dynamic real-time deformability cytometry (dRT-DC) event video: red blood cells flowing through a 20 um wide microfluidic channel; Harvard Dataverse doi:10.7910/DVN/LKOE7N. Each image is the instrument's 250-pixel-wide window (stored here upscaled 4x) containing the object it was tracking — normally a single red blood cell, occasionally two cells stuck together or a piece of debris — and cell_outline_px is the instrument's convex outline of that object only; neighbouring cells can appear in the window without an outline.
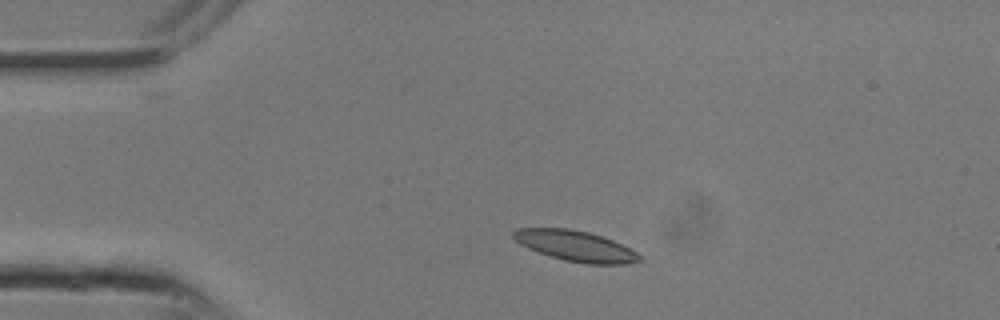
{"species": "common noctule bat (a hibernating species)", "species_latin": "Nyctalus noctula", "temperature_condition": "room temperature", "stored_images_in_passage": 11, "camera_frame_rate_fps": 3000, "um_per_image_px": 0.085, "animal": {"sex": "male", "body_mass_g": 13.3}, "frame": {"image": 1, "passage_image": 4, "time_ms": 1.0, "image_size_px": [1000, 320], "cell_outline_px": [[644, 260], [628, 264], [588, 264], [564, 260], [528, 248], [520, 244], [512, 236], [512, 232], [516, 228], [568, 228], [588, 232], [612, 240], [636, 252]], "centroid_in_image_um": [48.92, 20.91], "position_along_channel_um": 36.1, "area_um2": 22.25}}
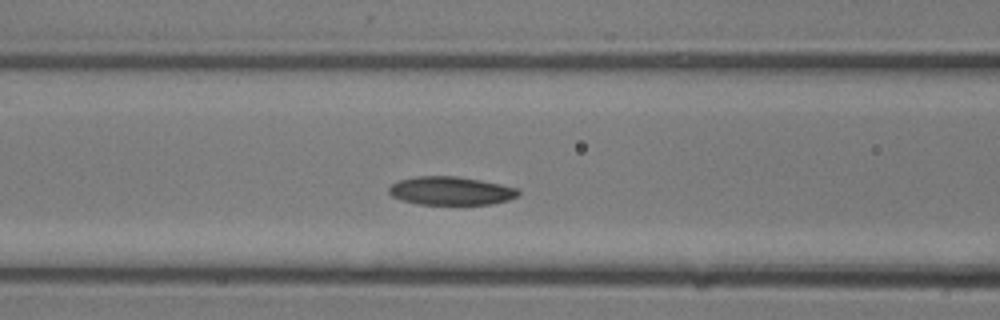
{"frame": {"image": 2, "passage_image": 9, "time_ms": 2.667, "image_size_px": [1000, 320], "cell_outline_px": [[520, 196], [508, 200], [492, 204], [420, 204], [400, 200], [392, 196], [388, 192], [388, 188], [392, 184], [400, 180], [416, 176], [456, 176], [480, 180], [500, 184], [516, 188], [520, 192]], "centroid_in_image_um": [38.32, 16.22], "position_along_channel_um": 128.3, "area_um2": 21.39}}
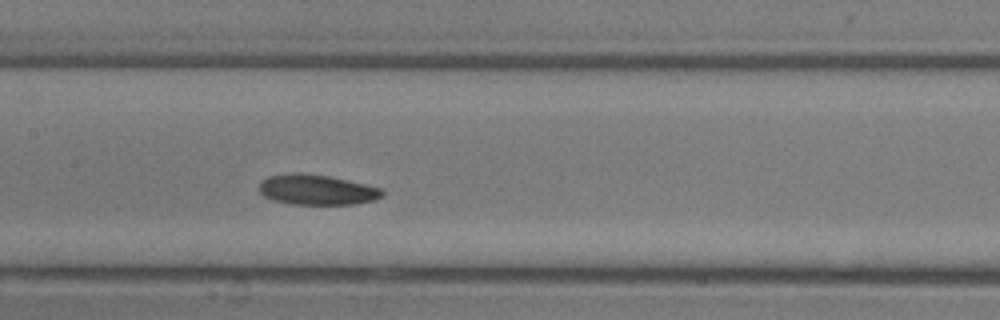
{"frame": {"image": 3, "passage_image": 11, "time_ms": 3.333, "image_size_px": [1000, 320], "cell_outline_px": [[384, 196], [372, 200], [356, 204], [288, 204], [272, 200], [264, 196], [260, 192], [260, 184], [268, 176], [292, 172], [300, 172], [328, 176], [348, 180], [384, 188]], "centroid_in_image_um": [26.95, 16.12], "position_along_channel_um": 180.4, "area_um2": 21.85}}